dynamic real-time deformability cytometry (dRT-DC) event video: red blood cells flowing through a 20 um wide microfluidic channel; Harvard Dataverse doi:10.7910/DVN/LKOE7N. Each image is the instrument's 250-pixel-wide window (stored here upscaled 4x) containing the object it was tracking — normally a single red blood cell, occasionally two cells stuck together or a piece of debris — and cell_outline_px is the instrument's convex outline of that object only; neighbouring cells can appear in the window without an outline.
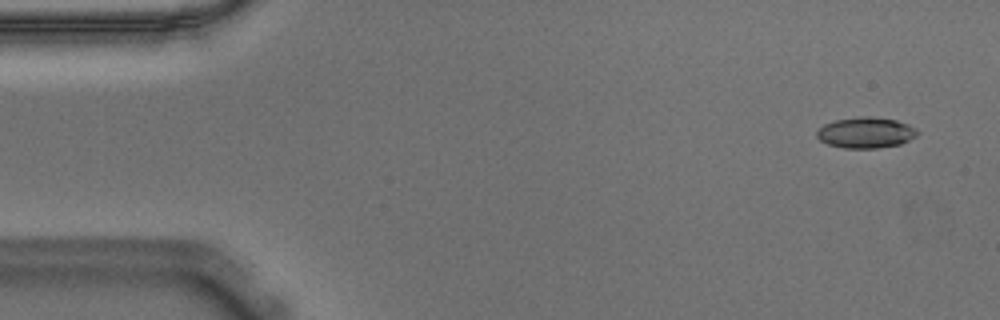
{"species": "Egyptian fruit bat (a non-hibernating species)", "species_latin": "Rousettus aegyptiacus", "temperature_condition": "warm", "stored_images_in_passage": 53, "camera_frame_rate_fps": 3000, "um_per_image_px": 0.085, "animal": {"sex": "male"}, "frame": {"image": 1, "passage_image": 1, "time_ms": 0.0, "image_size_px": [1000, 320], "cell_outline_px": [[920, 132], [916, 136], [900, 144], [876, 148], [844, 148], [828, 144], [820, 140], [816, 136], [816, 132], [824, 124], [836, 120], [860, 116], [868, 116], [896, 120], [908, 124], [916, 128]], "centroid_in_image_um": [73.6, 11.27], "position_along_channel_um": 11.4, "area_um2": 18.03}}
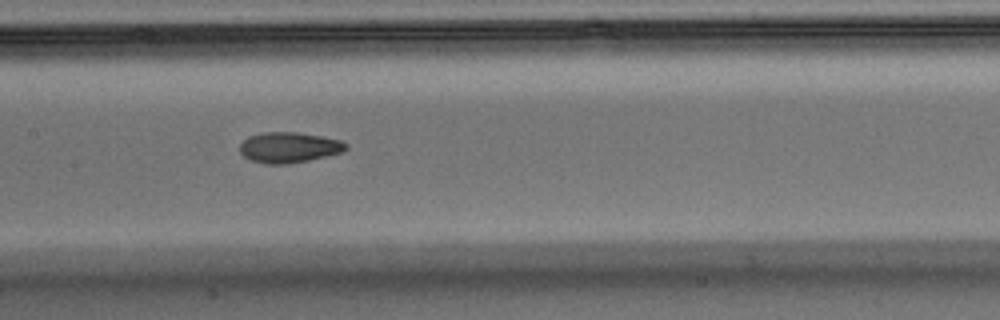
{"frame": {"image": 2, "passage_image": 24, "time_ms": 7.667, "image_size_px": [1000, 320], "cell_outline_px": [[348, 148], [340, 152], [308, 160], [288, 164], [264, 164], [252, 160], [244, 156], [240, 152], [240, 144], [248, 136], [264, 132], [296, 132], [320, 136], [340, 140], [348, 144]], "centroid_in_image_um": [24.54, 12.53], "position_along_channel_um": 182.9, "area_um2": 18.73}}
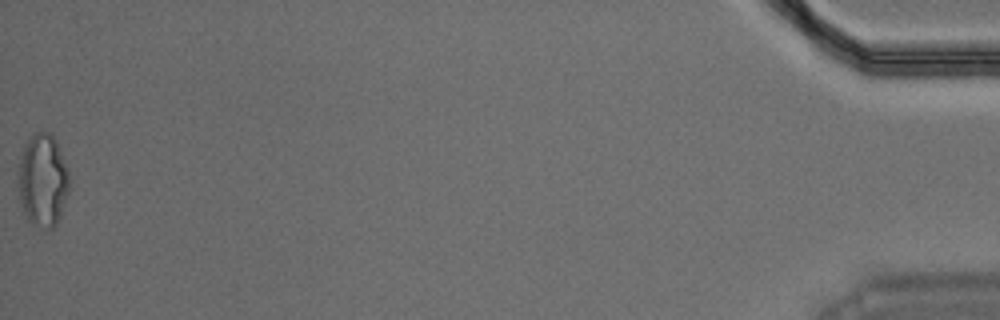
{"frame": {"image": 3, "passage_image": 53, "time_ms": 17.333, "image_size_px": [1000, 320], "cell_outline_px": [[68, 192], [60, 220], [52, 228], [44, 228], [32, 224], [28, 220], [24, 212], [20, 200], [16, 172], [20, 156], [24, 144], [32, 132], [52, 132], [56, 140], [68, 168]], "centroid_in_image_um": [3.61, 15.29], "position_along_channel_um": 431.6, "area_um2": 28.21}, "authors_computed_cell_mechanics": {"area_um2": 18.6694, "velocity_mm_per_s": 3.6416, "shape_relaxation_time_tau1_ms": 10.5618, "shape_relaxation_time_tau2_ms": 3.0026, "deformation_change_tau1": 0.2179, "deformation_change_tau2": 0.0905}}